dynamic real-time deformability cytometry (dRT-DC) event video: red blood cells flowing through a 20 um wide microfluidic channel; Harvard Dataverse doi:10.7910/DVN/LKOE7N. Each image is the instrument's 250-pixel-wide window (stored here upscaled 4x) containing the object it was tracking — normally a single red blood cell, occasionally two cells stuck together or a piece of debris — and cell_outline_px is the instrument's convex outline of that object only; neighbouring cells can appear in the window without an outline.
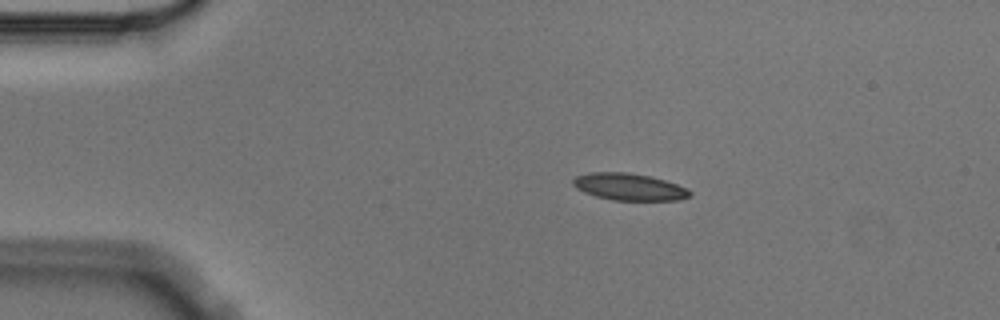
{"species": "Egyptian fruit bat (a non-hibernating species)", "species_latin": "Rousettus aegyptiacus", "temperature_condition": "cold", "stored_images_in_passage": 5, "segment_of_instrument_passage": [1, 2], "camera_frame_rate_fps": 3000, "um_per_image_px": 0.085, "animal": {"sex": "male"}, "frame": {"image": 1, "passage_image": 3, "time_ms": 0.667, "image_size_px": [1000, 320], "cell_outline_px": [[692, 196], [680, 200], [612, 200], [596, 196], [584, 192], [576, 188], [572, 184], [572, 180], [576, 176], [588, 172], [628, 172], [648, 176], [664, 180], [688, 188], [692, 192]], "centroid_in_image_um": [53.48, 15.88], "position_along_channel_um": 31.5, "area_um2": 18.44}}